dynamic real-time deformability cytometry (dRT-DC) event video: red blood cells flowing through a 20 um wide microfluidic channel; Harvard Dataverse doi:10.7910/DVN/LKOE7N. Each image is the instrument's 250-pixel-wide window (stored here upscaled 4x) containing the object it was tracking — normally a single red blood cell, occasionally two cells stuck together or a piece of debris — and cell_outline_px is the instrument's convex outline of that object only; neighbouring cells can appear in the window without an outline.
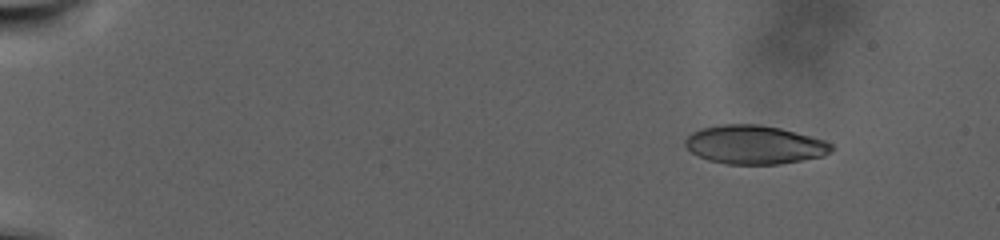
{"species": "human", "species_latin": "Homo sapiens", "temperature_condition": "warm", "stored_images_in_passage": 45, "camera_frame_rate_fps": 3000, "um_per_image_px": 0.085, "donor": {"sex": "male"}, "frame": {"image": 1, "passage_image": 14, "time_ms": 4.333, "image_size_px": [1000, 240], "cell_outline_px": [[832, 152], [824, 156], [780, 164], [724, 164], [708, 160], [692, 152], [684, 144], [684, 140], [692, 132], [700, 128], [720, 124], [760, 124], [780, 128], [824, 140], [832, 144]], "centroid_in_image_um": [64.12, 12.3], "position_along_channel_um": 20.9, "area_um2": 33.0}}
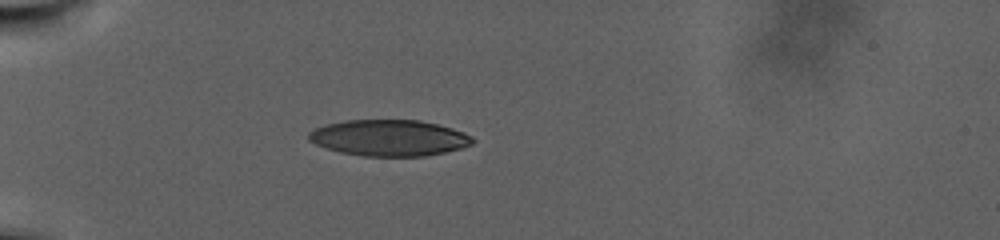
{"frame": {"image": 2, "passage_image": 36, "time_ms": 11.667, "image_size_px": [1000, 240], "cell_outline_px": [[476, 140], [472, 144], [460, 148], [444, 152], [424, 156], [364, 156], [340, 152], [316, 144], [308, 140], [308, 132], [324, 124], [344, 120], [420, 120], [452, 128], [464, 132], [472, 136]], "centroid_in_image_um": [33.07, 11.71], "position_along_channel_um": 51.9, "area_um2": 34.56}}
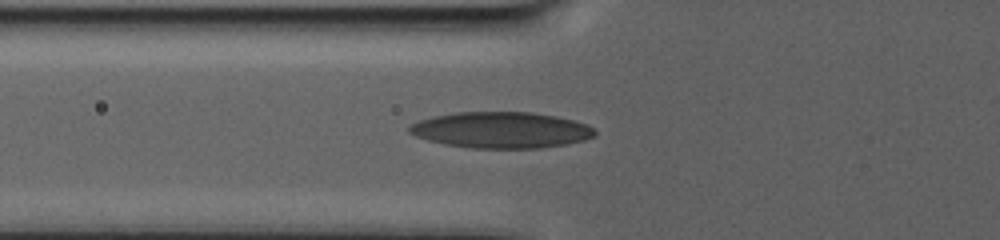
{"frame": {"image": 3, "passage_image": 45, "time_ms": 14.667, "image_size_px": [1000, 240], "cell_outline_px": [[596, 136], [584, 140], [568, 144], [540, 148], [468, 148], [444, 144], [428, 140], [416, 136], [408, 132], [408, 128], [412, 124], [420, 120], [436, 116], [456, 112], [532, 112], [556, 116], [588, 124], [596, 132]], "centroid_in_image_um": [42.62, 11.06], "position_along_channel_um": 83.2, "area_um2": 39.13}}